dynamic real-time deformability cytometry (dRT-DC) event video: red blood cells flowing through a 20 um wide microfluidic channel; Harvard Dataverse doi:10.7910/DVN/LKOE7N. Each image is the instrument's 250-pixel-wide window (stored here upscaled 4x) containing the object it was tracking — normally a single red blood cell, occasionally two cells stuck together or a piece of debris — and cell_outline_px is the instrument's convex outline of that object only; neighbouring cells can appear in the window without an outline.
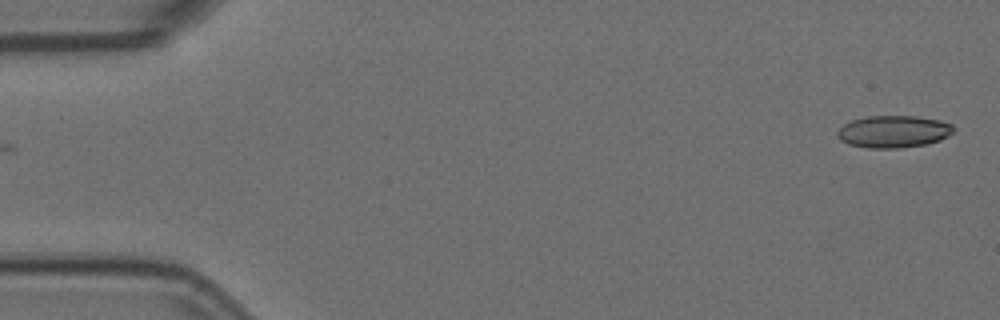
{"species": "Egyptian fruit bat (a non-hibernating species)", "species_latin": "Rousettus aegyptiacus", "temperature_condition": "room temperature", "stored_images_in_passage": 56, "camera_frame_rate_fps": 3000, "um_per_image_px": 0.085, "animal": {"sex": "female"}, "frame": {"image": 1, "passage_image": 1, "time_ms": 0.0, "image_size_px": [1000, 320], "cell_outline_px": [[952, 132], [948, 136], [940, 140], [928, 144], [900, 148], [868, 148], [848, 144], [840, 140], [836, 136], [836, 132], [844, 124], [852, 120], [868, 116], [916, 116], [940, 120], [952, 124]], "centroid_in_image_um": [75.93, 11.19], "position_along_channel_um": 9.1, "area_um2": 21.85}}
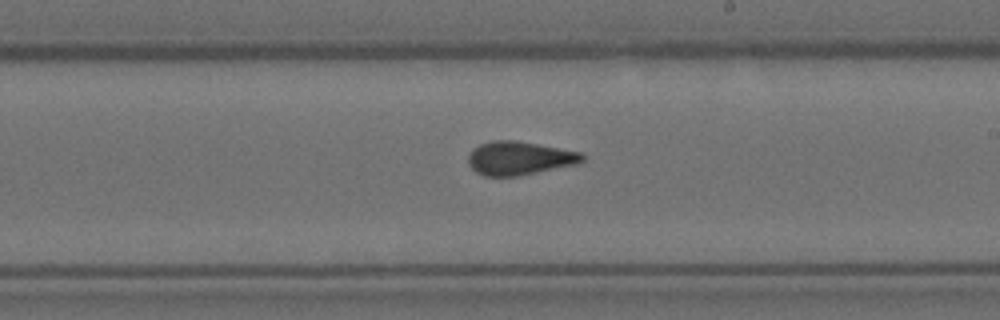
{"frame": {"image": 2, "passage_image": 32, "time_ms": 10.333, "image_size_px": [1000, 320], "cell_outline_px": [[584, 160], [580, 164], [520, 176], [484, 176], [476, 172], [468, 164], [468, 156], [480, 144], [492, 140], [516, 140], [580, 152], [584, 156]], "centroid_in_image_um": [44.18, 13.46], "position_along_channel_um": 244.8, "area_um2": 22.37}}
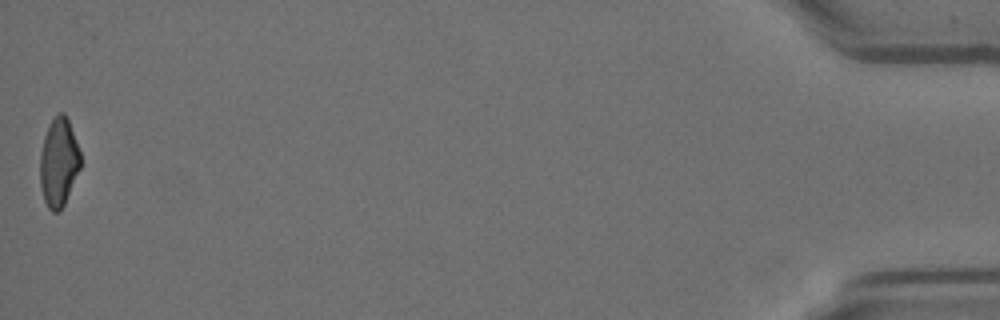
{"frame": {"image": 3, "passage_image": 56, "time_ms": 18.333, "image_size_px": [1000, 320], "cell_outline_px": [[80, 168], [64, 204], [56, 212], [52, 212], [48, 208], [44, 200], [40, 184], [40, 152], [44, 136], [48, 124], [60, 112], [64, 112], [68, 120], [80, 152]], "centroid_in_image_um": [4.97, 13.79], "position_along_channel_um": 430.2, "area_um2": 20.63}, "authors_computed_cell_mechanics": {"area_um2": 22.0218, "velocity_mm_per_s": 3.5557, "shape_relaxation_time_tau1_ms": null, "shape_relaxation_time_tau2_ms": 1.6707, "deformation_change_tau1": null, "deformation_change_tau2": 0.0807}}